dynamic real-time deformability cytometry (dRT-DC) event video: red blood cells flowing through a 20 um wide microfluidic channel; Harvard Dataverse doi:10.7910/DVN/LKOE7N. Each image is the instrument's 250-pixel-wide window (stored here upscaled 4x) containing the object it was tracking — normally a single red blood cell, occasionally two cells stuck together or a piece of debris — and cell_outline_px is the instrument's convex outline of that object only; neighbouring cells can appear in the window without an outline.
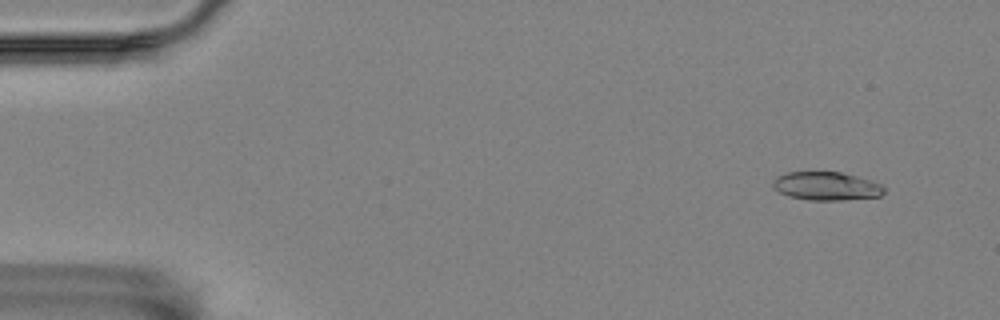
{"species": "Egyptian fruit bat (a non-hibernating species)", "species_latin": "Rousettus aegyptiacus", "temperature_condition": "room temperature", "stored_images_in_passage": 6, "camera_frame_rate_fps": 3000, "um_per_image_px": 0.085, "animal": {"sex": "female"}, "frame": {"image": 1, "passage_image": 6, "time_ms": 1.667, "image_size_px": [1000, 320], "cell_outline_px": [[884, 192], [880, 196], [840, 200], [808, 200], [788, 196], [780, 192], [772, 184], [772, 180], [776, 176], [788, 172], [840, 172], [872, 180], [880, 184], [884, 188]], "centroid_in_image_um": [70.23, 15.81], "position_along_channel_um": 14.8, "area_um2": 18.32}}